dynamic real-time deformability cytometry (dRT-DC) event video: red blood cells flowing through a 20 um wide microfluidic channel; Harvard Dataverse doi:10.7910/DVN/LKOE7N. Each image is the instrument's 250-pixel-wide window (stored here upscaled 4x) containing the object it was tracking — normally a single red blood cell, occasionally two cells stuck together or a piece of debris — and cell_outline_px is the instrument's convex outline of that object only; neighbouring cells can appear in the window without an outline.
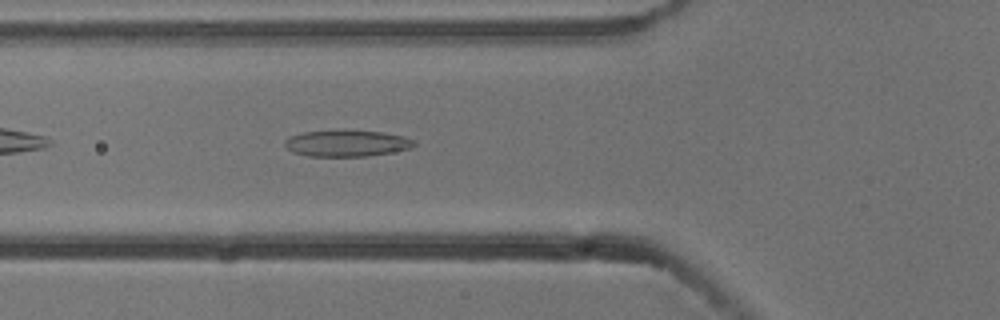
{"species": "common noctule bat (a hibernating species)", "species_latin": "Nyctalus noctula", "temperature_condition": "cold", "stored_images_in_passage": 2, "camera_frame_rate_fps": 3000, "um_per_image_px": 0.085, "animal": {"sex": "male", "body_mass_g": 13.3}, "frame": {"image": 1, "passage_image": 2, "time_ms": 0.333, "image_size_px": [1000, 320], "cell_outline_px": [[416, 144], [412, 148], [392, 152], [368, 156], [308, 156], [292, 152], [284, 144], [284, 140], [288, 136], [304, 132], [340, 128], [344, 128], [384, 132], [404, 136], [416, 140]], "centroid_in_image_um": [29.49, 12.14], "position_along_channel_um": 96.3, "area_um2": 20.69}}